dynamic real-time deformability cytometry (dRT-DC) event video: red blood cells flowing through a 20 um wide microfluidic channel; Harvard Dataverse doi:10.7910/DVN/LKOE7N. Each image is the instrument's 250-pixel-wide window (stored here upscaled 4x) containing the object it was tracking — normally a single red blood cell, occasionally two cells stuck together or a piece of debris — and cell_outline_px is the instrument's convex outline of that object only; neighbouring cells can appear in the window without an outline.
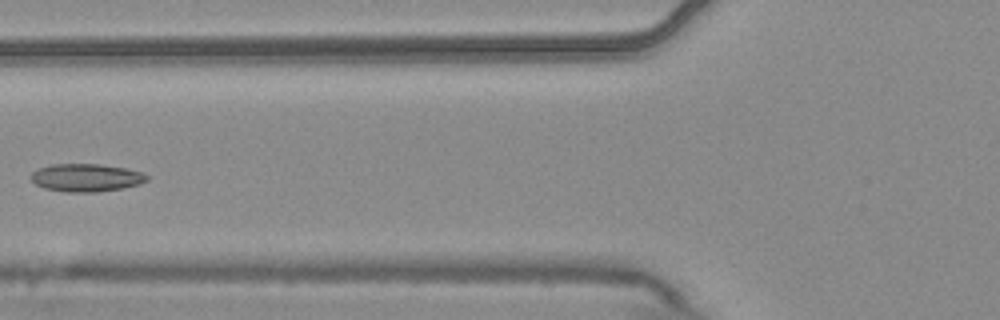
{"species": "common noctule bat (a hibernating species)", "species_latin": "Nyctalus noctula", "temperature_condition": "warm", "stored_images_in_passage": 5, "camera_frame_rate_fps": 3000, "um_per_image_px": 0.085, "animal": {"sex": "male", "body_mass_g": 20.4}, "frame": {"image": 1, "passage_image": 5, "time_ms": 1.333, "image_size_px": [1000, 320], "cell_outline_px": [[148, 180], [140, 184], [120, 188], [96, 192], [64, 192], [44, 188], [36, 184], [32, 180], [32, 172], [40, 168], [52, 164], [100, 164], [124, 168], [140, 172], [148, 176]], "centroid_in_image_um": [7.32, 15.1], "position_along_channel_um": 118.5, "area_um2": 18.61}}